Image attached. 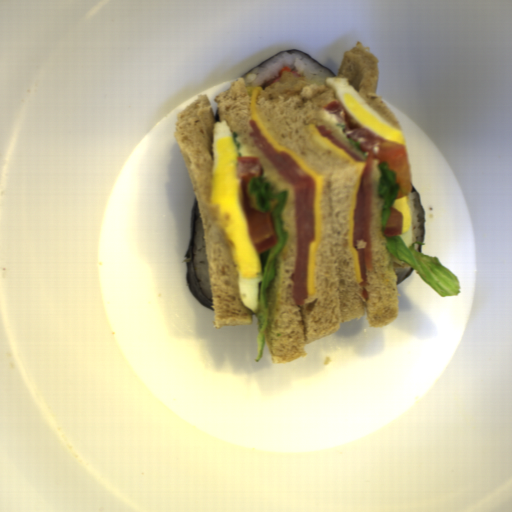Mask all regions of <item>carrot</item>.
Masks as SVG:
<instances>
[{"label": "carrot", "instance_id": "b8716197", "mask_svg": "<svg viewBox=\"0 0 512 512\" xmlns=\"http://www.w3.org/2000/svg\"><path fill=\"white\" fill-rule=\"evenodd\" d=\"M284 71H290L291 73H294L296 76H298L299 78H302V75L299 74L298 72H296L295 70H293L292 68H290L289 66H285L278 74V76L271 82V85L275 82H277L278 80L281 79Z\"/></svg>", "mask_w": 512, "mask_h": 512}]
</instances>
